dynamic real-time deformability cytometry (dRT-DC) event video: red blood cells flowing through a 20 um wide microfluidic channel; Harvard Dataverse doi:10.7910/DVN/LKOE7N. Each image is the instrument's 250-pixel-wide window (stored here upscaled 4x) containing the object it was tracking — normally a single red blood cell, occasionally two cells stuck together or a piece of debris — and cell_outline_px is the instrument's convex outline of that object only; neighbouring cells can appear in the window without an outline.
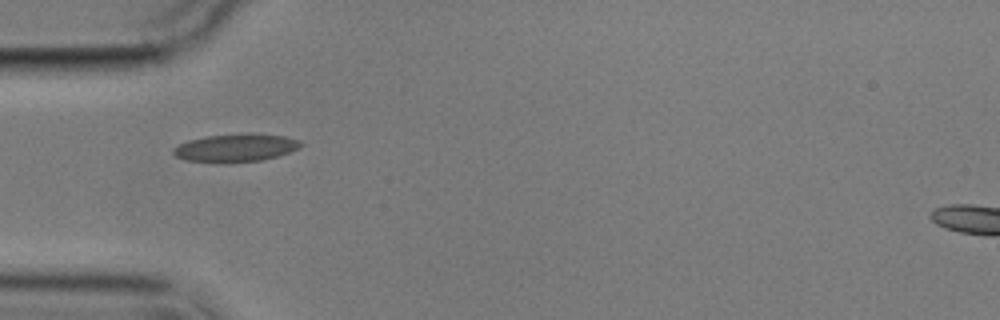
{"species": "common noctule bat (a hibernating species)", "species_latin": "Nyctalus noctula", "temperature_condition": "cold", "stored_images_in_passage": 2, "camera_frame_rate_fps": 3000, "um_per_image_px": 0.085, "animal": {"sex": "male", "body_mass_g": 17.9}, "frame": {"image": 1, "passage_image": 1, "time_ms": 0.0, "image_size_px": [1000, 320], "cell_outline_px": [[300, 148], [264, 160], [228, 164], [220, 164], [184, 160], [176, 156], [172, 152], [172, 148], [188, 140], [204, 136], [252, 132], [284, 136], [300, 140]], "centroid_in_image_um": [19.99, 12.57], "position_along_channel_um": 65.0, "area_um2": 21.39}}
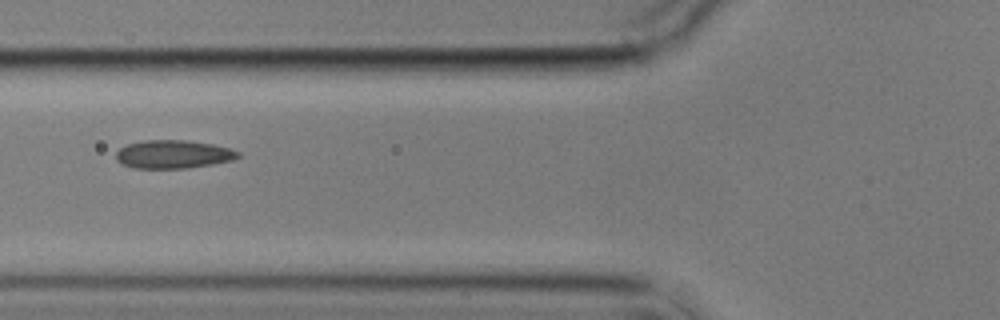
{"frame": {"image": 2, "passage_image": 2, "time_ms": 1.333, "image_size_px": [1000, 320], "cell_outline_px": [[240, 156], [232, 160], [212, 164], [188, 168], [132, 168], [120, 164], [116, 160], [116, 152], [120, 148], [128, 144], [144, 140], [188, 140], [212, 144], [228, 148], [240, 152]], "centroid_in_image_um": [14.7, 13.11], "position_along_channel_um": 111.1, "area_um2": 20.17}}